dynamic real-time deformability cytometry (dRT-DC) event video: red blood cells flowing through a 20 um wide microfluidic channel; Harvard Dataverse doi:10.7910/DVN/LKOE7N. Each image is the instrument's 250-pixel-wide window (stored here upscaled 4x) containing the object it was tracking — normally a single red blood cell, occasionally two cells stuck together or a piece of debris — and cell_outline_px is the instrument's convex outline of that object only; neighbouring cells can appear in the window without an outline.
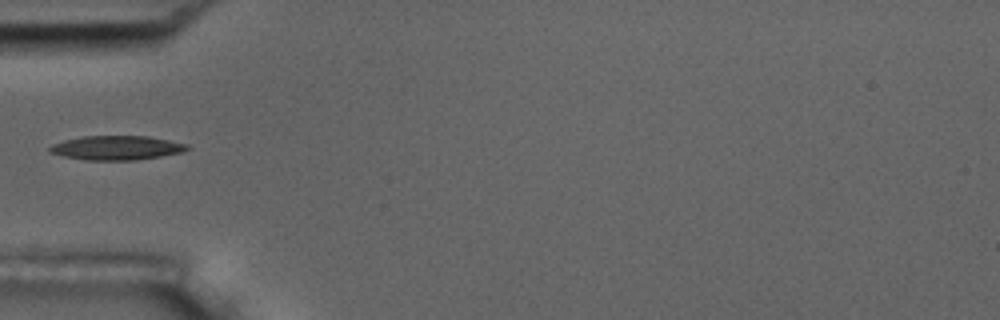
{"species": "common noctule bat (a hibernating species)", "species_latin": "Nyctalus noctula", "temperature_condition": "room temperature", "stored_images_in_passage": 38, "camera_frame_rate_fps": 3000, "um_per_image_px": 0.085, "animal": {"sex": "male", "body_mass_g": 17.5, "forearm_length_mm": 52.3}, "frame": {"image": 1, "passage_image": 1, "time_ms": 0.0, "image_size_px": [1000, 320], "cell_outline_px": [[192, 148], [180, 152], [160, 156], [132, 160], [84, 160], [64, 156], [52, 152], [48, 148], [52, 144], [64, 140], [80, 136], [148, 136], [188, 144]], "centroid_in_image_um": [9.91, 12.55], "position_along_channel_um": 75.1, "area_um2": 19.25}}